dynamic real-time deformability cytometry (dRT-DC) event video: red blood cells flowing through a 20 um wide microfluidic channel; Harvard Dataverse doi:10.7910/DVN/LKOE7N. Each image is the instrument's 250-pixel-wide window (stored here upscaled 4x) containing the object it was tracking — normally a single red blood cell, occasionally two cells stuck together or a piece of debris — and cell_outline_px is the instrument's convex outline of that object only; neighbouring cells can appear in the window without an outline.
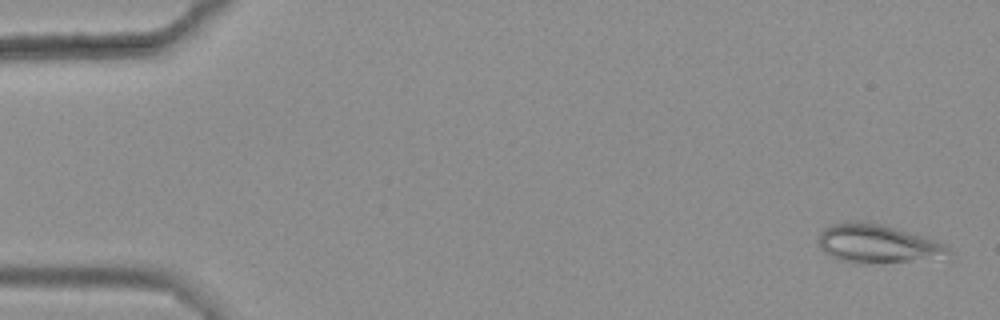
{"species": "common noctule bat (a hibernating species)", "species_latin": "Nyctalus noctula", "temperature_condition": "warm", "stored_images_in_passage": 47, "camera_frame_rate_fps": 3000, "um_per_image_px": 0.085, "animal": {"sex": "female", "body_mass_g": 25.1}, "frame": {"image": 1, "passage_image": 2, "time_ms": 0.333, "image_size_px": [1000, 320], "cell_outline_px": [[952, 252], [908, 260], [856, 264], [840, 260], [824, 252], [820, 248], [820, 232], [824, 228], [832, 224], [852, 220], [880, 224], [920, 236], [944, 244]], "centroid_in_image_um": [74.41, 20.69], "position_along_channel_um": 10.6, "area_um2": 27.8}}
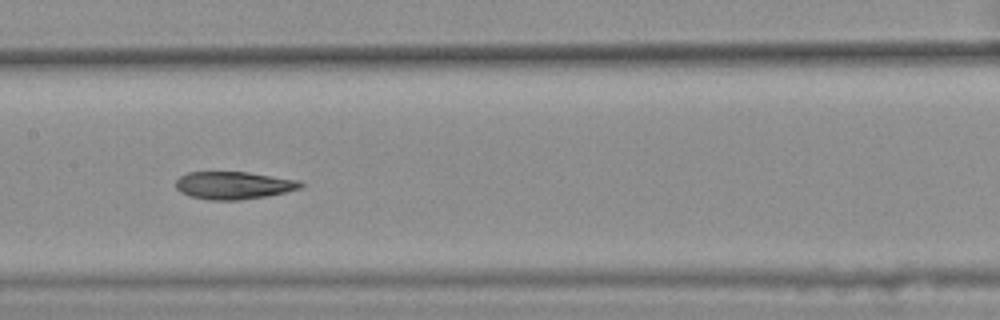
{"frame": {"image": 2, "passage_image": 28, "time_ms": 9.0, "image_size_px": [1000, 320], "cell_outline_px": [[304, 184], [300, 188], [284, 192], [264, 196], [240, 200], [208, 200], [188, 196], [180, 192], [176, 188], [176, 180], [180, 176], [188, 172], [248, 172], [300, 180]], "centroid_in_image_um": [19.83, 15.75], "position_along_channel_um": 187.6, "area_um2": 20.11}}
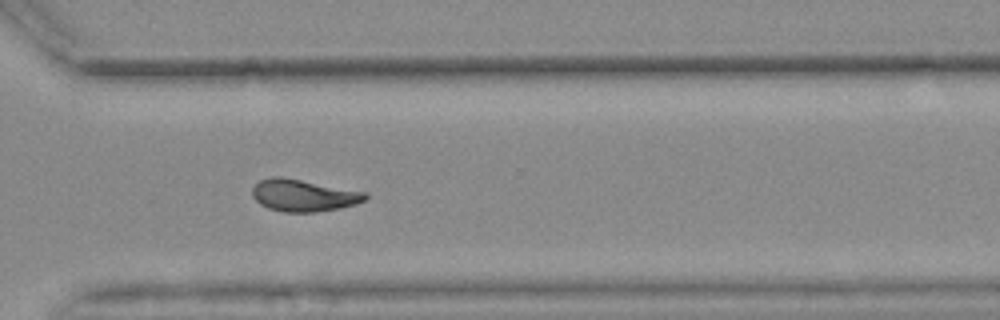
{"frame": {"image": 3, "passage_image": 41, "time_ms": 13.333, "image_size_px": [1000, 320], "cell_outline_px": [[368, 196], [364, 200], [356, 204], [340, 208], [316, 212], [284, 212], [268, 208], [260, 204], [252, 196], [252, 188], [260, 180], [272, 176], [280, 176], [368, 192]], "centroid_in_image_um": [25.8, 16.6], "position_along_channel_um": 344.8, "area_um2": 21.15}, "authors_computed_cell_mechanics": {"area_um2": 21.2126, "velocity_mm_per_s": 3.6287, "shape_relaxation_time_tau1_ms": null, "shape_relaxation_time_tau2_ms": 3.2617, "deformation_change_tau1": null, "deformation_change_tau2": 0.0803}}